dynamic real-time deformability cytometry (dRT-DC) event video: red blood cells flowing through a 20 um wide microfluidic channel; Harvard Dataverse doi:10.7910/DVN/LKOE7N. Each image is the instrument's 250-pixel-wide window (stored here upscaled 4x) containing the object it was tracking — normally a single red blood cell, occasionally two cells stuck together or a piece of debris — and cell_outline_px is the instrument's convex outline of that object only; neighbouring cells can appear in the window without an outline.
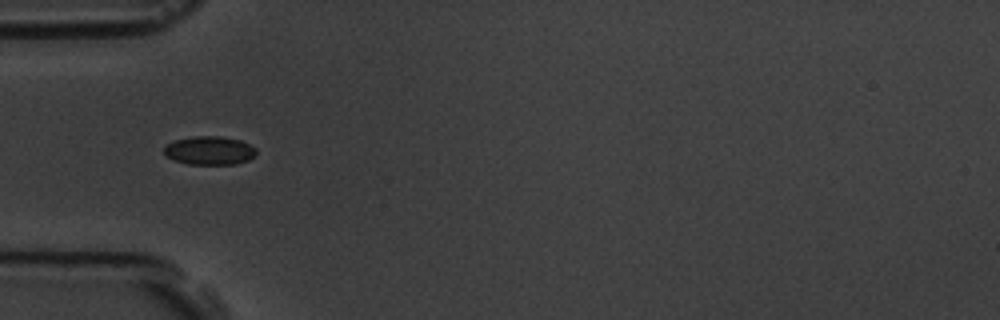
{"species": "common noctule bat (a hibernating species)", "species_latin": "Nyctalus noctula", "temperature_condition": "room temperature", "stored_images_in_passage": 10, "camera_frame_rate_fps": 3000, "um_per_image_px": 0.085, "animal": {"sex": "male", "body_mass_g": 19.5, "forearm_length_mm": 54.6}, "frame": {"image": 1, "passage_image": 5, "time_ms": 5.667, "image_size_px": [1000, 320], "cell_outline_px": [[256, 156], [248, 160], [236, 164], [188, 164], [172, 160], [164, 152], [164, 148], [168, 144], [176, 140], [192, 136], [220, 136], [240, 140], [256, 148]], "centroid_in_image_um": [17.83, 12.8], "position_along_channel_um": 67.2, "area_um2": 15.32}}
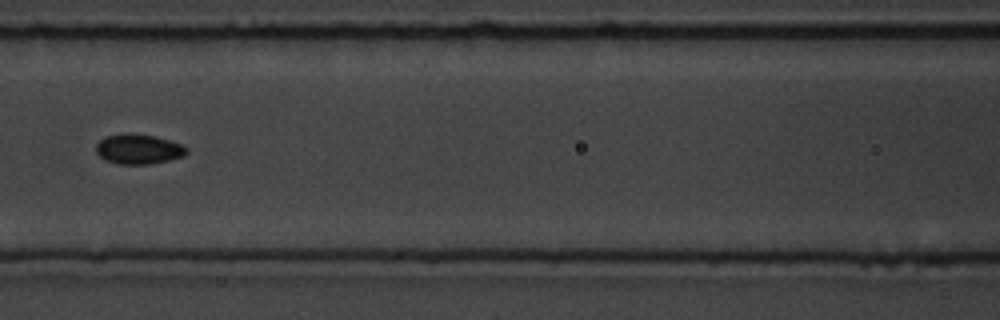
{"frame": {"image": 2, "passage_image": 7, "time_ms": 8.0, "image_size_px": [1000, 320], "cell_outline_px": [[188, 152], [184, 156], [152, 164], [116, 164], [104, 160], [96, 152], [96, 144], [104, 136], [132, 132], [156, 136], [180, 144], [188, 148]], "centroid_in_image_um": [11.75, 12.67], "position_along_channel_um": 154.8, "area_um2": 16.01}}
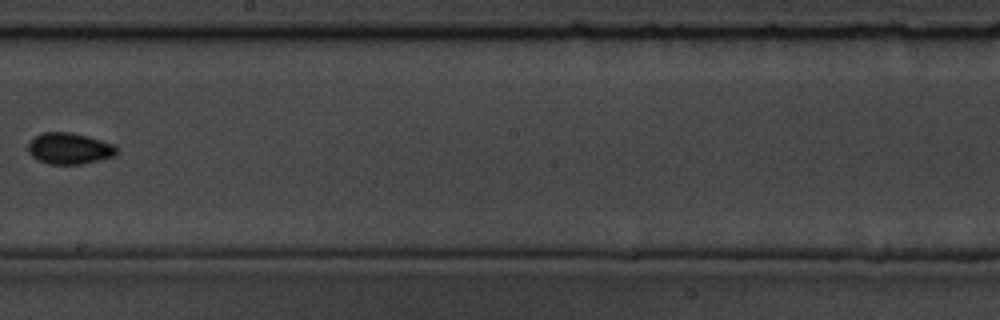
{"frame": {"image": 3, "passage_image": 9, "time_ms": 10.333, "image_size_px": [1000, 320], "cell_outline_px": [[116, 156], [84, 164], [48, 164], [36, 160], [28, 152], [28, 144], [36, 136], [44, 132], [72, 132], [88, 136], [112, 144], [116, 148]], "centroid_in_image_um": [5.88, 12.63], "position_along_channel_um": 242.3, "area_um2": 16.18}}